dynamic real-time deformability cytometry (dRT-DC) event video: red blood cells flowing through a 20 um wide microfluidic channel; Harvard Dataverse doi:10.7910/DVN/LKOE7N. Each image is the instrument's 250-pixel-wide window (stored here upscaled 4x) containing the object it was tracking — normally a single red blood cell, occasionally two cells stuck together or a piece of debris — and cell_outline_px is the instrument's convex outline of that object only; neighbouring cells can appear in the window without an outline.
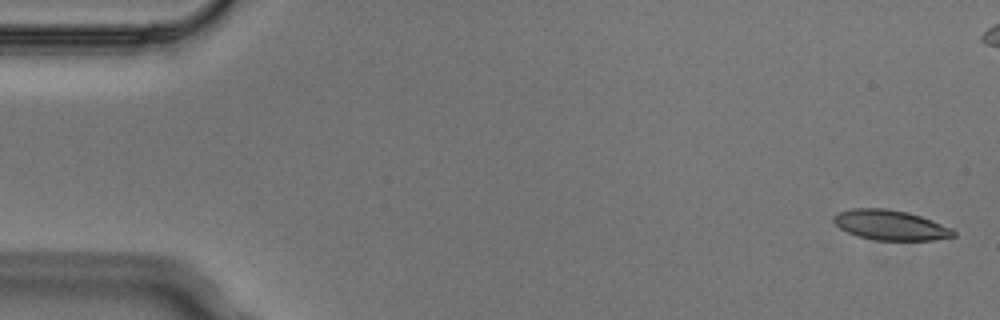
{"species": "Egyptian fruit bat (a non-hibernating species)", "species_latin": "Rousettus aegyptiacus", "temperature_condition": "cold", "stored_images_in_passage": 6, "camera_frame_rate_fps": 3000, "um_per_image_px": 0.085, "animal": {"sex": "male"}, "frame": {"image": 1, "passage_image": 1, "time_ms": 0.0, "image_size_px": [1000, 320], "cell_outline_px": [[956, 236], [932, 240], [876, 240], [860, 236], [848, 232], [840, 228], [832, 220], [832, 216], [840, 212], [852, 208], [888, 208], [908, 212], [932, 220], [952, 228], [956, 232]], "centroid_in_image_um": [75.7, 19.12], "position_along_channel_um": 9.3, "area_um2": 20.92}}
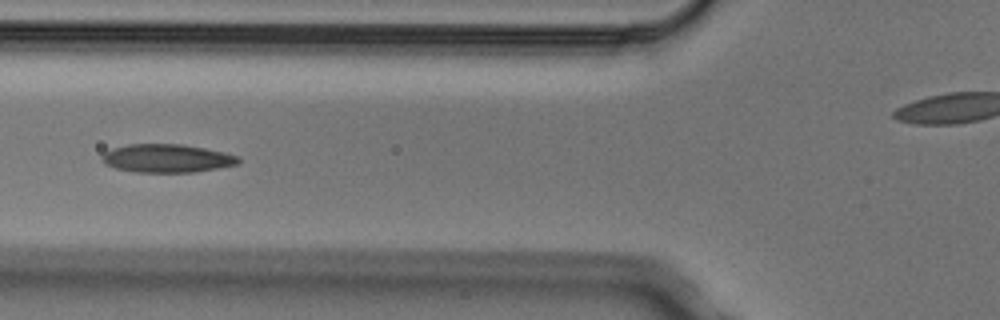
{"frame": {"image": 2, "passage_image": 6, "time_ms": 1.667, "image_size_px": [1000, 320], "cell_outline_px": [[240, 164], [192, 172], [136, 172], [116, 168], [104, 164], [100, 156], [104, 152], [112, 148], [128, 144], [180, 144], [204, 148], [224, 152], [240, 156]], "centroid_in_image_um": [14.18, 13.45], "position_along_channel_um": 111.6, "area_um2": 22.54}}